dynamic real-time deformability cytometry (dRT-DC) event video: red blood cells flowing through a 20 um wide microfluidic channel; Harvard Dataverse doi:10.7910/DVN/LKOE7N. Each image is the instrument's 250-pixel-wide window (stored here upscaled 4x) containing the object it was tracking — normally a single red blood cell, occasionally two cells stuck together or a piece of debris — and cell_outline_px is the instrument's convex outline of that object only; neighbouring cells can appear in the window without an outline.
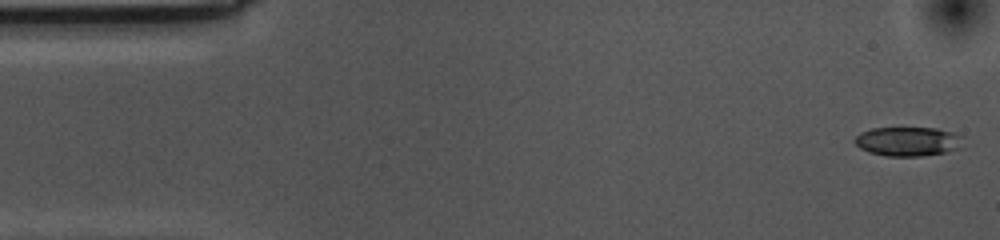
{"species": "common noctule bat (a hibernating species)", "species_latin": "Nyctalus noctula", "temperature_condition": "cold", "stored_images_in_passage": 55, "camera_frame_rate_fps": 3000, "um_per_image_px": 0.085, "animal": {"sex": "female", "body_mass_g": 10.0, "forearm_length_mm": 53.1}, "frame": {"image": 1, "passage_image": 1, "time_ms": 0.0, "image_size_px": [1000, 240], "cell_outline_px": [[964, 148], [948, 152], [924, 156], [884, 156], [868, 152], [860, 148], [852, 140], [860, 132], [872, 128], [936, 128], [956, 132], [964, 136]], "centroid_in_image_um": [77.25, 12.03], "position_along_channel_um": 7.7, "area_um2": 19.07}}
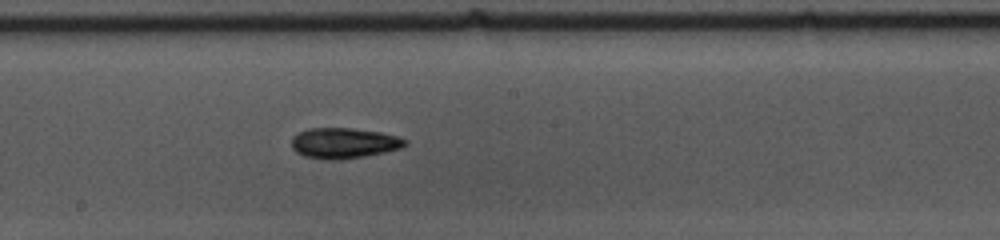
{"frame": {"image": 2, "passage_image": 28, "time_ms": 9.0, "image_size_px": [1000, 240], "cell_outline_px": [[408, 144], [400, 148], [384, 152], [364, 156], [340, 160], [324, 160], [304, 156], [296, 152], [292, 148], [292, 136], [308, 128], [352, 128], [380, 132], [396, 136], [408, 140]], "centroid_in_image_um": [29.21, 12.17], "position_along_channel_um": 219.0, "area_um2": 20.29}}
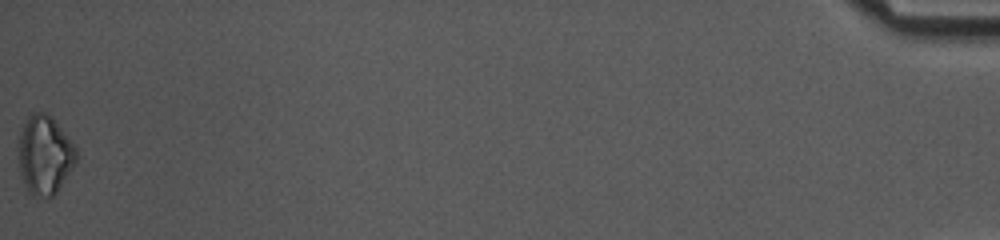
{"frame": {"image": 3, "passage_image": 55, "time_ms": 18.0, "image_size_px": [1000, 240], "cell_outline_px": [[76, 164], [56, 192], [52, 196], [44, 196], [28, 192], [24, 184], [20, 172], [16, 148], [20, 128], [24, 120], [32, 112], [44, 112], [52, 116], [76, 148]], "centroid_in_image_um": [3.75, 13.12], "position_along_channel_um": 431.4, "area_um2": 26.82}, "authors_computed_cell_mechanics": {"area_um2": 19.7676, "velocity_mm_per_s": 3.5441, "shape_relaxation_time_tau1_ms": 3.0937, "shape_relaxation_time_tau2_ms": null, "deformation_change_tau1": 0.1102, "deformation_change_tau2": null}}